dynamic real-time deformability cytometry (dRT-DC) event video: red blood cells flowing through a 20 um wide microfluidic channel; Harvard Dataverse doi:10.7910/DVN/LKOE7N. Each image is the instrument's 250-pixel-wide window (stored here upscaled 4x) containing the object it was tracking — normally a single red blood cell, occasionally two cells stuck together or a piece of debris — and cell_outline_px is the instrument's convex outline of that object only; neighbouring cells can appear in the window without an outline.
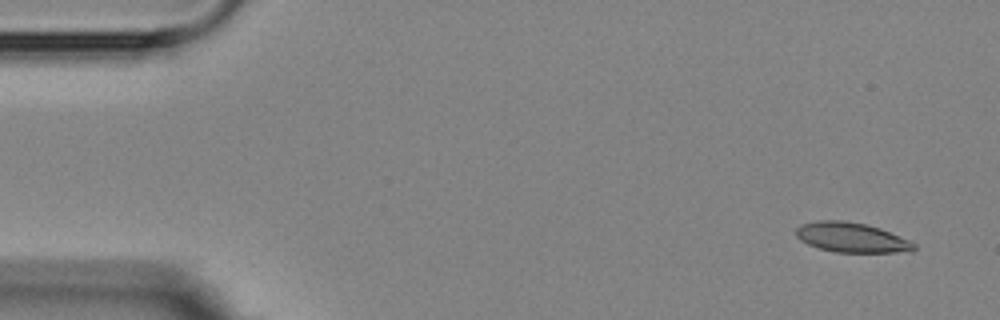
{"species": "Egyptian fruit bat (a non-hibernating species)", "species_latin": "Rousettus aegyptiacus", "temperature_condition": "room temperature", "stored_images_in_passage": 7, "camera_frame_rate_fps": 3000, "um_per_image_px": 0.085, "animal": {"sex": "female"}, "frame": {"image": 1, "passage_image": 1, "time_ms": 0.0, "image_size_px": [1000, 320], "cell_outline_px": [[916, 248], [912, 252], [836, 252], [820, 248], [808, 244], [800, 240], [796, 236], [796, 228], [800, 224], [816, 220], [840, 220], [864, 224], [880, 228], [908, 240], [916, 244]], "centroid_in_image_um": [72.36, 20.18], "position_along_channel_um": 12.6, "area_um2": 20.4}}
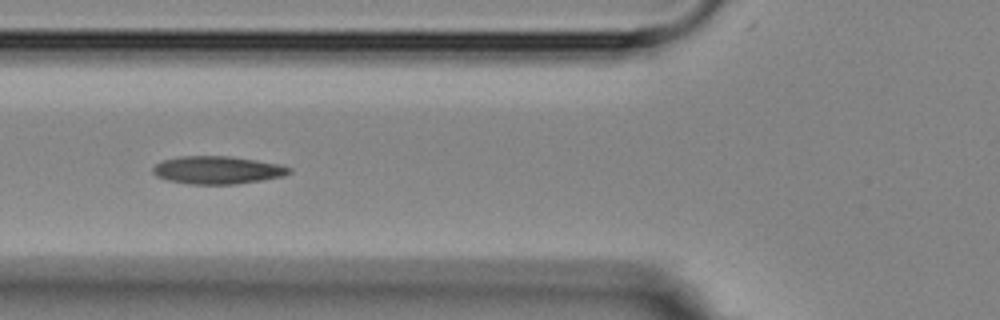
{"frame": {"image": 2, "passage_image": 6, "time_ms": 5.667, "image_size_px": [1000, 320], "cell_outline_px": [[292, 172], [284, 176], [236, 184], [192, 184], [168, 180], [156, 176], [152, 172], [152, 168], [156, 164], [164, 160], [180, 156], [232, 156], [280, 164], [292, 168]], "centroid_in_image_um": [18.5, 14.45], "position_along_channel_um": 107.3, "area_um2": 22.08}}
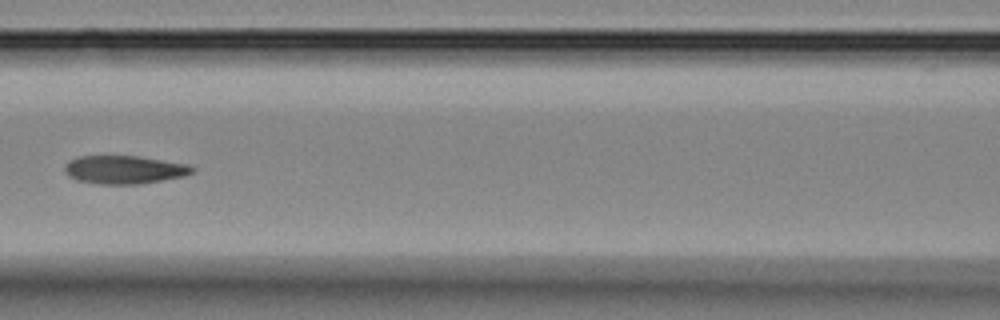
{"frame": {"image": 3, "passage_image": 7, "time_ms": 7.0, "image_size_px": [1000, 320], "cell_outline_px": [[196, 168], [192, 172], [184, 176], [140, 184], [100, 184], [80, 180], [68, 176], [64, 168], [64, 164], [68, 160], [76, 156], [140, 156], [188, 164]], "centroid_in_image_um": [10.56, 14.41], "position_along_channel_um": 156.0, "area_um2": 21.04}}